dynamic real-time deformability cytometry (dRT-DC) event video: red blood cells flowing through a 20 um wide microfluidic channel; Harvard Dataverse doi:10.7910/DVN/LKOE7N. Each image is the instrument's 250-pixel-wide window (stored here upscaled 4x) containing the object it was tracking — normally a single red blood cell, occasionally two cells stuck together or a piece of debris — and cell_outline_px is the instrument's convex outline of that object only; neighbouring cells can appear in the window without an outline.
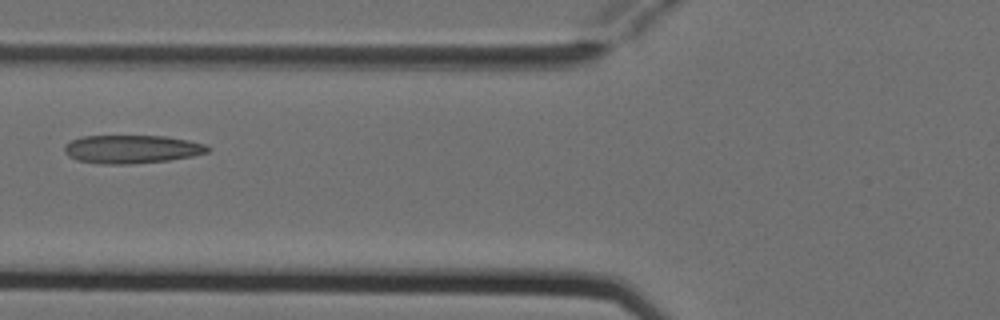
{"species": "Egyptian fruit bat (a non-hibernating species)", "species_latin": "Rousettus aegyptiacus", "temperature_condition": "cold", "stored_images_in_passage": 4, "camera_frame_rate_fps": 3000, "um_per_image_px": 0.085, "animal": {"sex": "female"}, "frame": {"image": 1, "passage_image": 4, "time_ms": 1.0, "image_size_px": [1000, 320], "cell_outline_px": [[212, 148], [208, 152], [192, 156], [168, 160], [132, 164], [100, 164], [76, 160], [68, 156], [64, 152], [64, 144], [80, 136], [164, 136], [188, 140], [204, 144]], "centroid_in_image_um": [11.17, 12.68], "position_along_channel_um": 114.6, "area_um2": 23.76}}